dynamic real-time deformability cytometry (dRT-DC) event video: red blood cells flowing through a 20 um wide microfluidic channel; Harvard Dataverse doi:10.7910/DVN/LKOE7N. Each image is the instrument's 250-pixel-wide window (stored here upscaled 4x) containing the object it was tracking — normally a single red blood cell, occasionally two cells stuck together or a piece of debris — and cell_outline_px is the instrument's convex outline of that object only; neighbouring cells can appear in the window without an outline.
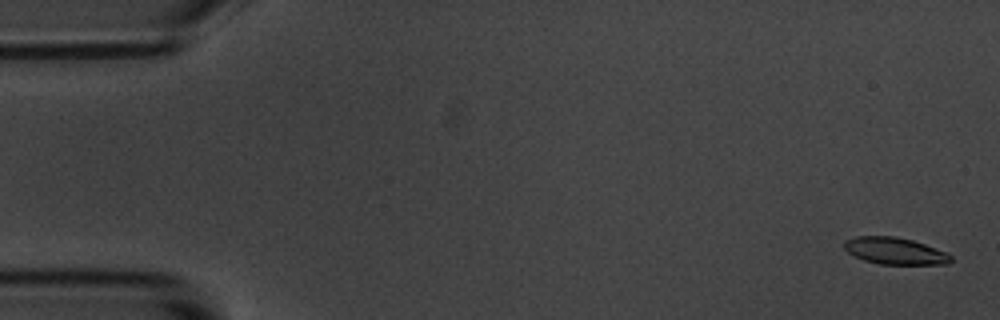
{"species": "common noctule bat (a hibernating species)", "species_latin": "Nyctalus noctula", "temperature_condition": "room temperature", "stored_images_in_passage": 15, "camera_frame_rate_fps": 3000, "um_per_image_px": 0.085, "animal": {"sex": "male", "body_mass_g": 20.1, "forearm_length_mm": 53.5}, "frame": {"image": 1, "passage_image": 1, "time_ms": 0.0, "image_size_px": [1000, 320], "cell_outline_px": [[952, 260], [948, 264], [880, 264], [864, 260], [848, 252], [844, 248], [844, 240], [856, 236], [896, 236], [912, 240], [948, 252], [952, 256]], "centroid_in_image_um": [76.08, 21.32], "position_along_channel_um": 8.9, "area_um2": 16.7}}
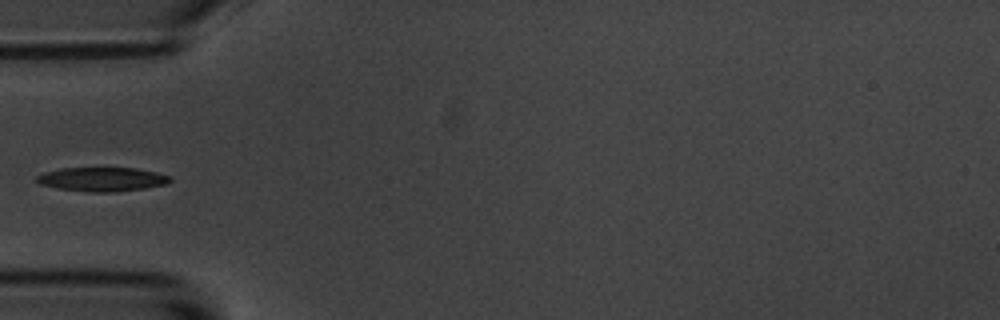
{"frame": {"image": 2, "passage_image": 5, "time_ms": 5.667, "image_size_px": [1000, 320], "cell_outline_px": [[172, 180], [168, 184], [144, 188], [116, 192], [88, 192], [60, 188], [40, 184], [36, 180], [36, 176], [44, 172], [60, 168], [136, 168], [156, 172], [172, 176]], "centroid_in_image_um": [8.72, 15.23], "position_along_channel_um": 76.3, "area_um2": 18.73}}
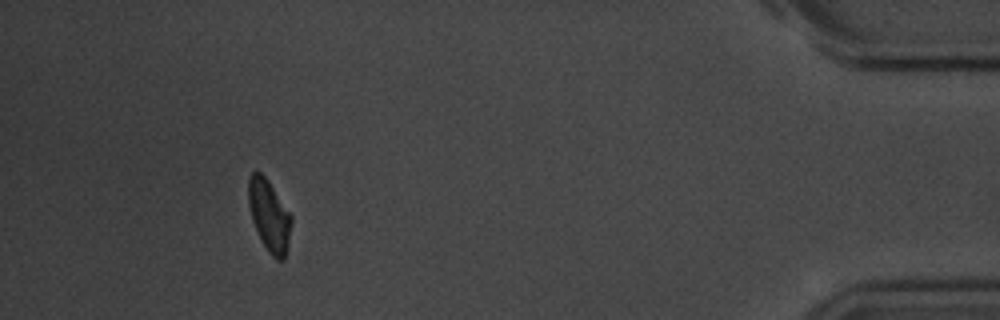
{"frame": {"image": 3, "passage_image": 14, "time_ms": 17.0, "image_size_px": [1000, 320], "cell_outline_px": [[292, 224], [288, 248], [284, 260], [276, 260], [268, 252], [252, 220], [248, 204], [248, 176], [252, 172], [260, 172], [268, 180], [292, 216]], "centroid_in_image_um": [22.89, 18.33], "position_along_channel_um": 412.3, "area_um2": 17.92}, "authors_computed_cell_mechanics": {"area_um2": 18.0336, "velocity_mm_per_s": 3.5145, "shape_relaxation_time_tau1_ms": 3.5785, "shape_relaxation_time_tau2_ms": null, "deformation_change_tau1": 0.1408, "deformation_change_tau2": null}}